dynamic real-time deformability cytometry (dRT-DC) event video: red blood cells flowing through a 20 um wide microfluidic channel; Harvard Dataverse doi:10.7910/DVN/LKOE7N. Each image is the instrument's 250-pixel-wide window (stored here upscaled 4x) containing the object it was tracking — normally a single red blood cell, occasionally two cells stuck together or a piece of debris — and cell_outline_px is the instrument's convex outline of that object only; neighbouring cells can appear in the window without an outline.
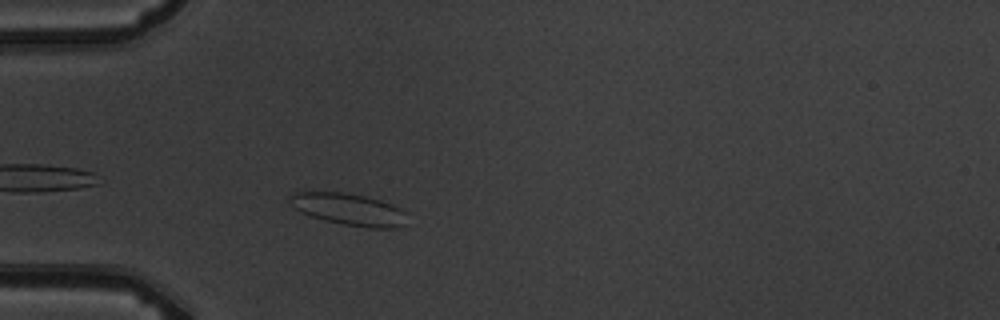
{"species": "common noctule bat (a hibernating species)", "species_latin": "Nyctalus noctula", "temperature_condition": "warm", "stored_images_in_passage": 3, "camera_frame_rate_fps": 3000, "um_per_image_px": 0.085, "animal": {"sex": "male", "body_mass_g": 19.5, "forearm_length_mm": 54.6}, "frame": {"image": 1, "passage_image": 3, "time_ms": 2.333, "image_size_px": [1000, 320], "cell_outline_px": [[404, 224], [396, 228], [368, 228], [344, 224], [324, 220], [300, 212], [288, 200], [288, 196], [304, 188], [344, 192], [364, 196], [380, 200], [392, 204], [400, 208], [404, 212]], "centroid_in_image_um": [29.54, 17.74], "position_along_channel_um": 55.5, "area_um2": 22.25}}